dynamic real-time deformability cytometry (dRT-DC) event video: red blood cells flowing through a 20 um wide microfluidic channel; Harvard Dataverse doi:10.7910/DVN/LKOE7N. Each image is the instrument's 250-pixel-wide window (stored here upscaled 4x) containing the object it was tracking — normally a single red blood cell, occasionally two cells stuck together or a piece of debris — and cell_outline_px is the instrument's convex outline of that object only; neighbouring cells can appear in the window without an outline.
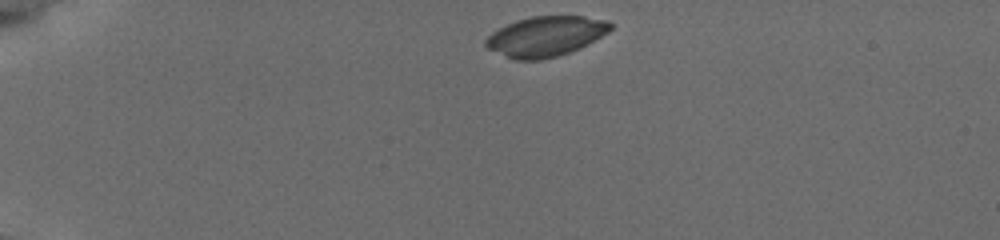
{"species": "common noctule bat (a hibernating species)", "species_latin": "Nyctalus noctula", "temperature_condition": "cold", "stored_images_in_passage": 33, "camera_frame_rate_fps": 3000, "um_per_image_px": 0.085, "animal": {"sex": "female", "body_mass_g": 19.5, "forearm_length_mm": 54.1}, "frame": {"image": 1, "passage_image": 1, "time_ms": 0.0, "image_size_px": [1000, 240], "cell_outline_px": [[612, 28], [608, 32], [568, 52], [556, 56], [540, 60], [516, 60], [488, 48], [484, 44], [484, 40], [492, 32], [516, 20], [532, 16], [584, 16], [608, 20], [612, 24]], "centroid_in_image_um": [46.36, 3.07], "position_along_channel_um": 38.6, "area_um2": 28.61}}
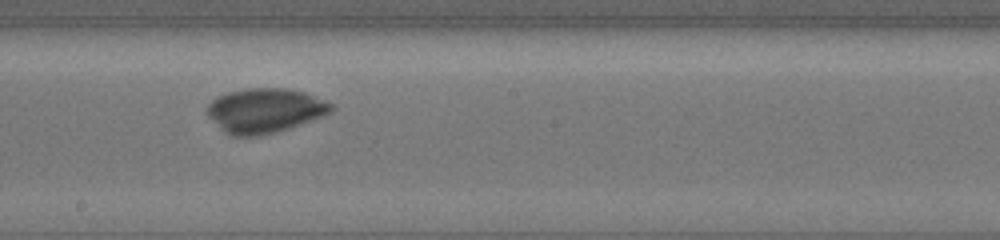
{"frame": {"image": 2, "passage_image": 15, "time_ms": 6.667, "image_size_px": [1000, 240], "cell_outline_px": [[336, 108], [332, 112], [312, 120], [288, 128], [260, 136], [232, 136], [224, 132], [208, 116], [208, 104], [216, 96], [228, 92], [248, 88], [288, 88], [304, 92], [324, 100], [332, 104]], "centroid_in_image_um": [22.51, 9.39], "position_along_channel_um": 225.7, "area_um2": 32.14}}
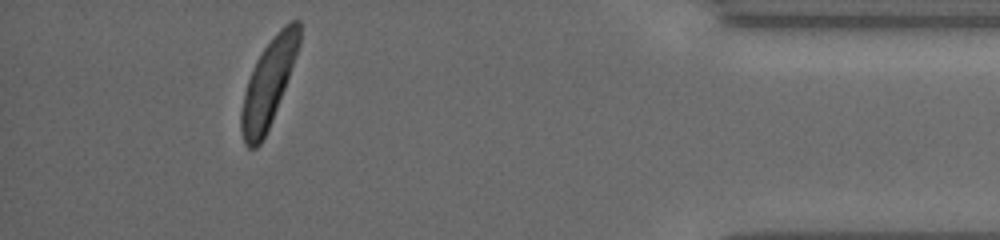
{"frame": {"image": 3, "passage_image": 29, "time_ms": 12.667, "image_size_px": [1000, 240], "cell_outline_px": [[300, 44], [296, 56], [272, 120], [260, 144], [256, 148], [248, 148], [244, 140], [240, 128], [240, 112], [248, 80], [256, 60], [264, 48], [276, 32], [284, 24], [292, 20], [300, 20]], "centroid_in_image_um": [22.82, 7.04], "position_along_channel_um": 412.4, "area_um2": 28.73}, "authors_computed_cell_mechanics": {"area_um2": 29.4202, "velocity_mm_per_s": 3.7967, "shape_relaxation_time_tau1_ms": 4.6599, "shape_relaxation_time_tau2_ms": 4.4195, "deformation_change_tau1": 0.2511, "deformation_change_tau2": 0.0672}}